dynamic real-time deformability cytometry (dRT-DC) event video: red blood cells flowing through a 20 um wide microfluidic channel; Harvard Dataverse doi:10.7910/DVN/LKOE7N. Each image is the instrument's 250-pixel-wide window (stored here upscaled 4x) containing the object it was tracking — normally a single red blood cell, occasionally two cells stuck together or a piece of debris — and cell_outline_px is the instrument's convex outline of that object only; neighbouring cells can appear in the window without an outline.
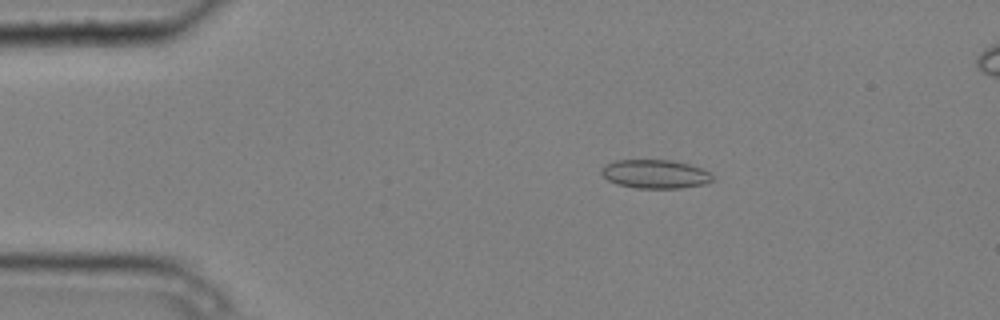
{"species": "common noctule bat (a hibernating species)", "species_latin": "Nyctalus noctula", "temperature_condition": "cold", "stored_images_in_passage": 4, "camera_frame_rate_fps": 3000, "um_per_image_px": 0.085, "animal": {"sex": "male", "body_mass_g": 20.4}, "frame": {"image": 1, "passage_image": 2, "time_ms": 0.333, "image_size_px": [1000, 320], "cell_outline_px": [[712, 180], [704, 184], [680, 188], [636, 188], [616, 184], [608, 180], [600, 172], [600, 168], [604, 164], [616, 160], [672, 160], [688, 164], [700, 168], [708, 172], [712, 176]], "centroid_in_image_um": [55.63, 14.79], "position_along_channel_um": 29.4, "area_um2": 18.55}}